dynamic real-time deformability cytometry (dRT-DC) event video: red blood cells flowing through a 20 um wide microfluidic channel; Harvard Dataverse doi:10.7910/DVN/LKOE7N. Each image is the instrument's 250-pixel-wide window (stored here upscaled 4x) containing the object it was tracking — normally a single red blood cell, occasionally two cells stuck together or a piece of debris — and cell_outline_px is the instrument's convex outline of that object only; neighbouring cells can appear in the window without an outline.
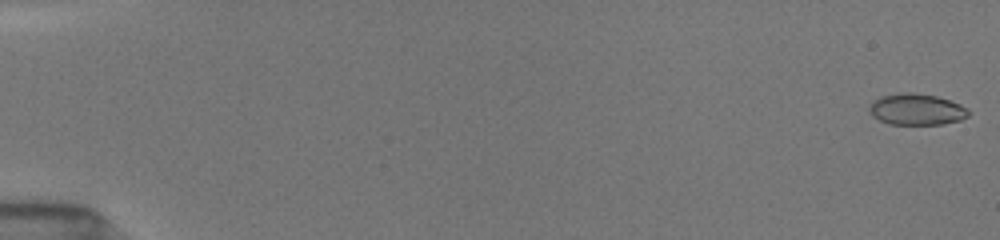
{"species": "common noctule bat (a hibernating species)", "species_latin": "Nyctalus noctula", "temperature_condition": "room temperature", "stored_images_in_passage": 12, "camera_frame_rate_fps": 3000, "um_per_image_px": 0.085, "animal": {"sex": "female", "body_mass_g": 19.5, "forearm_length_mm": 54.1}, "frame": {"image": 1, "passage_image": 1, "time_ms": 0.0, "image_size_px": [1000, 240], "cell_outline_px": [[968, 116], [960, 120], [944, 124], [888, 124], [872, 116], [868, 112], [868, 108], [880, 96], [900, 92], [912, 92], [936, 96], [960, 104], [968, 108]], "centroid_in_image_um": [77.89, 9.3], "position_along_channel_um": 7.1, "area_um2": 18.09}}
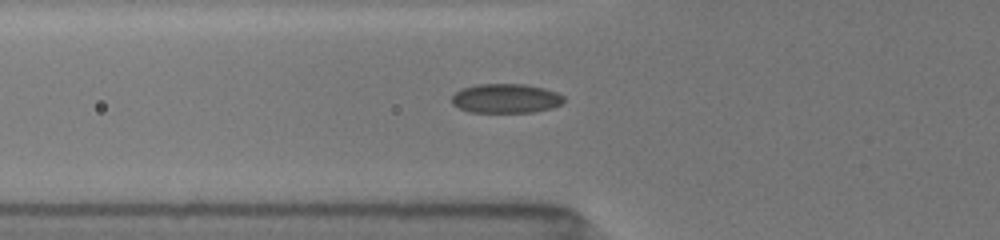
{"frame": {"image": 2, "passage_image": 9, "time_ms": 6.333, "image_size_px": [1000, 240], "cell_outline_px": [[564, 100], [560, 104], [552, 108], [532, 112], [468, 112], [452, 104], [452, 96], [460, 88], [476, 84], [524, 84], [544, 88], [556, 92], [564, 96]], "centroid_in_image_um": [42.97, 8.36], "position_along_channel_um": 82.8, "area_um2": 19.19}}
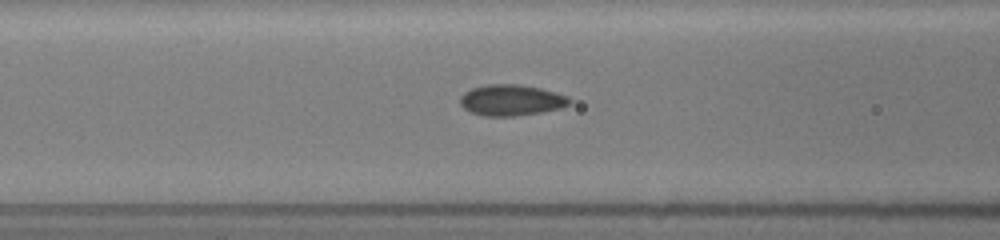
{"frame": {"image": 3, "passage_image": 12, "time_ms": 7.333, "image_size_px": [1000, 240], "cell_outline_px": [[572, 100], [568, 104], [560, 108], [540, 112], [512, 116], [484, 116], [472, 112], [464, 108], [460, 104], [460, 96], [464, 92], [472, 88], [488, 84], [516, 84], [540, 88], [556, 92], [568, 96]], "centroid_in_image_um": [43.45, 8.5], "position_along_channel_um": 123.2, "area_um2": 19.65}}